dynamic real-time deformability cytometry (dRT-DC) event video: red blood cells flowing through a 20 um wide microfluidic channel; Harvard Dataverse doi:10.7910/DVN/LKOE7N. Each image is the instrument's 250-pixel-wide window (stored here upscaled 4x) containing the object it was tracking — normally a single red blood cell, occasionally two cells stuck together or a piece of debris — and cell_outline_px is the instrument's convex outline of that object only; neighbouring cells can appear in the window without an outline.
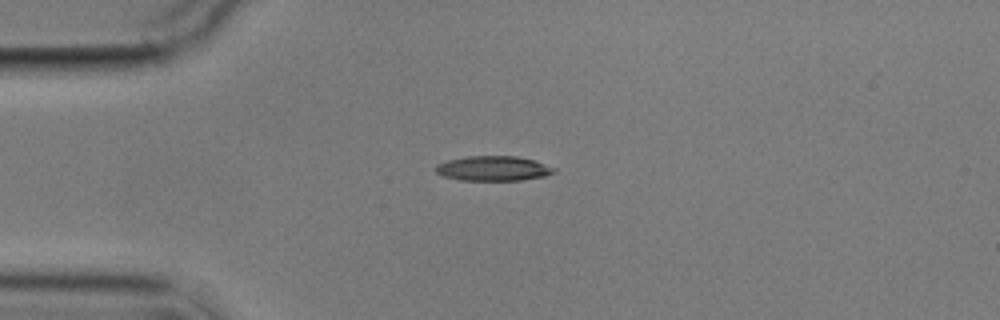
{"species": "common noctule bat (a hibernating species)", "species_latin": "Nyctalus noctula", "temperature_condition": "cold", "stored_images_in_passage": 6, "camera_frame_rate_fps": 3000, "um_per_image_px": 0.085, "animal": {"sex": "male", "body_mass_g": 17.9}, "frame": {"image": 1, "passage_image": 3, "time_ms": 2.333, "image_size_px": [1000, 320], "cell_outline_px": [[556, 172], [544, 176], [520, 180], [460, 180], [444, 176], [436, 172], [436, 164], [448, 160], [468, 156], [516, 156], [532, 160], [556, 168]], "centroid_in_image_um": [41.92, 14.31], "position_along_channel_um": 43.1, "area_um2": 16.94}}
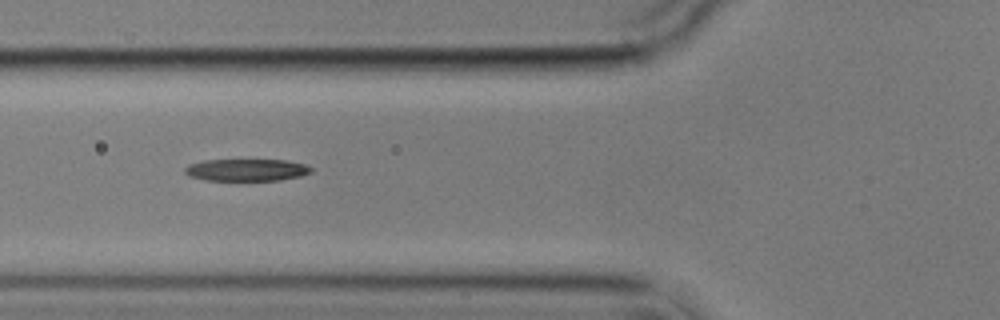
{"frame": {"image": 2, "passage_image": 5, "time_ms": 4.667, "image_size_px": [1000, 320], "cell_outline_px": [[312, 172], [300, 176], [280, 180], [204, 180], [188, 176], [184, 172], [184, 168], [188, 164], [204, 160], [288, 160], [304, 164], [312, 168]], "centroid_in_image_um": [20.93, 14.44], "position_along_channel_um": 104.9, "area_um2": 16.3}}
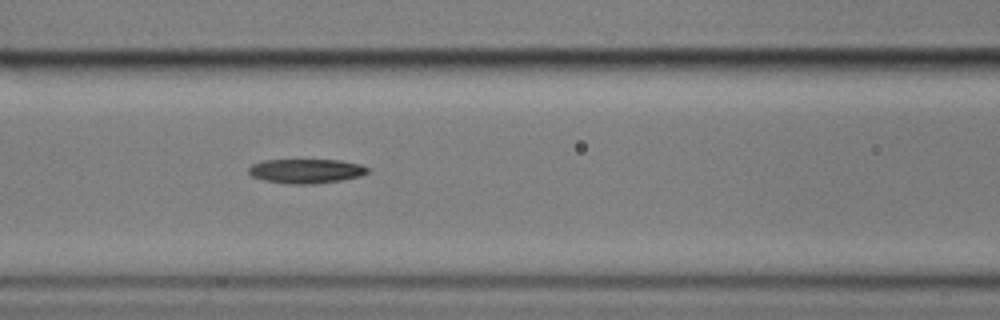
{"frame": {"image": 3, "passage_image": 6, "time_ms": 5.667, "image_size_px": [1000, 320], "cell_outline_px": [[372, 168], [368, 172], [360, 176], [340, 180], [312, 184], [292, 184], [264, 180], [252, 176], [248, 172], [248, 168], [252, 164], [260, 160], [340, 160], [360, 164]], "centroid_in_image_um": [26.02, 14.53], "position_along_channel_um": 140.6, "area_um2": 16.94}}